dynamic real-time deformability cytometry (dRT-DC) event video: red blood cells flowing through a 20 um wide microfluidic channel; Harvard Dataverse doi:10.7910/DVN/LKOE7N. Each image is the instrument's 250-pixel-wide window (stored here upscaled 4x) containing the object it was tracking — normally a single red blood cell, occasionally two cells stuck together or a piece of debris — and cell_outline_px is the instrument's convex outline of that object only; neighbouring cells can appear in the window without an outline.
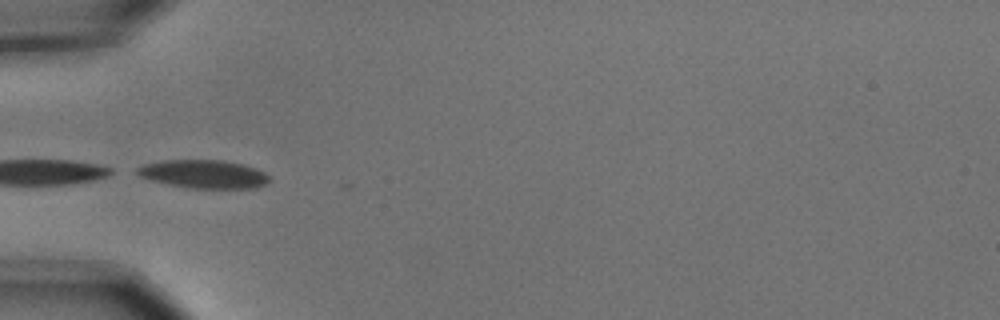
{"species": "common noctule bat (a hibernating species)", "species_latin": "Nyctalus noctula", "temperature_condition": "cold", "stored_images_in_passage": 9, "camera_frame_rate_fps": 3000, "um_per_image_px": 0.085, "animal": {"sex": "male", "body_mass_g": 15.6}, "frame": {"image": 1, "passage_image": 6, "time_ms": 1.667, "image_size_px": [1000, 320], "cell_outline_px": [[272, 180], [256, 188], [188, 188], [168, 184], [152, 180], [140, 176], [136, 172], [136, 168], [144, 164], [160, 160], [224, 160], [244, 164], [256, 168], [264, 172]], "centroid_in_image_um": [17.33, 14.79], "position_along_channel_um": 67.7, "area_um2": 21.91}}
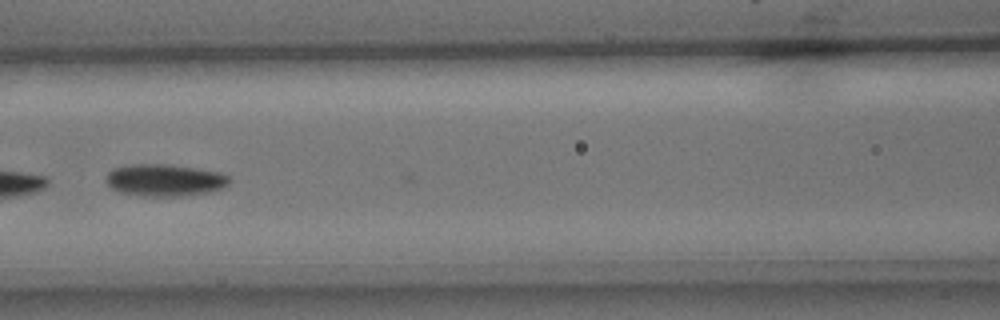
{"frame": {"image": 2, "passage_image": 8, "time_ms": 2.333, "image_size_px": [1000, 320], "cell_outline_px": [[232, 180], [224, 188], [212, 192], [180, 196], [144, 196], [120, 192], [112, 188], [104, 180], [104, 176], [112, 168], [132, 164], [168, 164], [220, 172], [228, 176]], "centroid_in_image_um": [14.0, 15.31], "position_along_channel_um": 152.6, "area_um2": 23.29}}
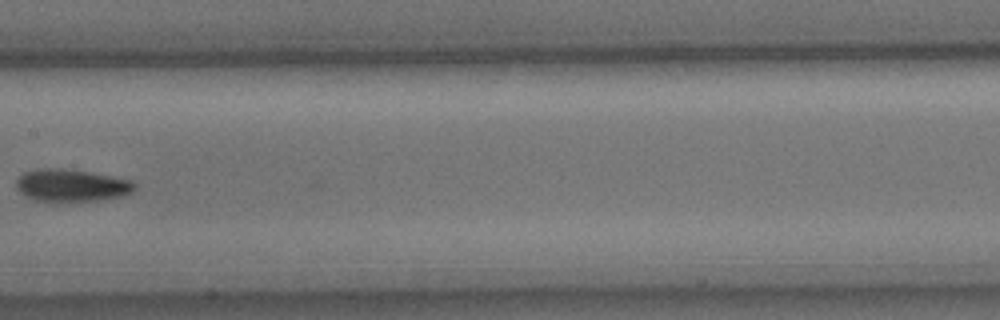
{"frame": {"image": 3, "passage_image": 9, "time_ms": 2.667, "image_size_px": [1000, 320], "cell_outline_px": [[136, 188], [132, 192], [124, 196], [100, 200], [60, 204], [56, 204], [36, 200], [20, 192], [16, 188], [16, 180], [24, 172], [40, 168], [64, 168], [112, 176], [132, 180], [136, 184]], "centroid_in_image_um": [6.09, 15.79], "position_along_channel_um": 201.3, "area_um2": 23.06}}